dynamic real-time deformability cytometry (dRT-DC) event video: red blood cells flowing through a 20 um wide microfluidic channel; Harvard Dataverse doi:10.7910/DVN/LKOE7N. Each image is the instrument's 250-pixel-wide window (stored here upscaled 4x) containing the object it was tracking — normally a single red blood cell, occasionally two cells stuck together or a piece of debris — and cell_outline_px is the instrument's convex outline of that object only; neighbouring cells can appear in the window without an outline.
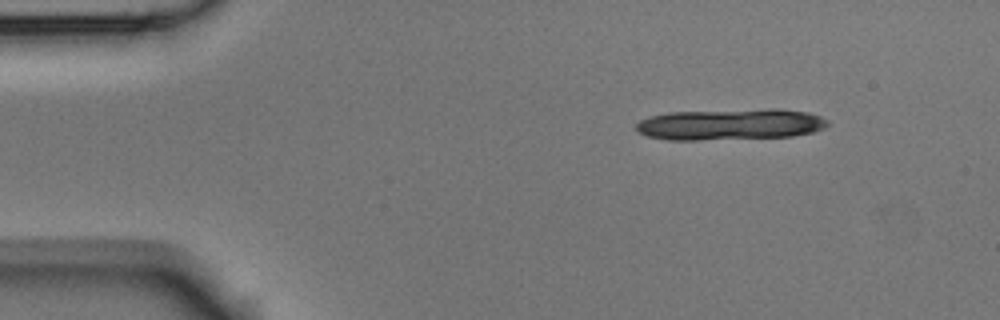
{"species": "Egyptian fruit bat (a non-hibernating species)", "species_latin": "Rousettus aegyptiacus", "temperature_condition": "room temperature", "stored_images_in_passage": 7, "camera_frame_rate_fps": 3000, "um_per_image_px": 0.085, "animal": {"sex": "male"}, "frame": {"image": 1, "passage_image": 2, "time_ms": 0.333, "image_size_px": [1000, 320], "cell_outline_px": [[828, 124], [824, 128], [812, 132], [792, 136], [700, 140], [668, 140], [648, 136], [636, 132], [636, 124], [640, 120], [652, 116], [668, 112], [768, 108], [780, 108], [808, 112], [820, 116], [828, 120]], "centroid_in_image_um": [62.08, 10.56], "position_along_channel_um": 22.9, "area_um2": 35.2}}
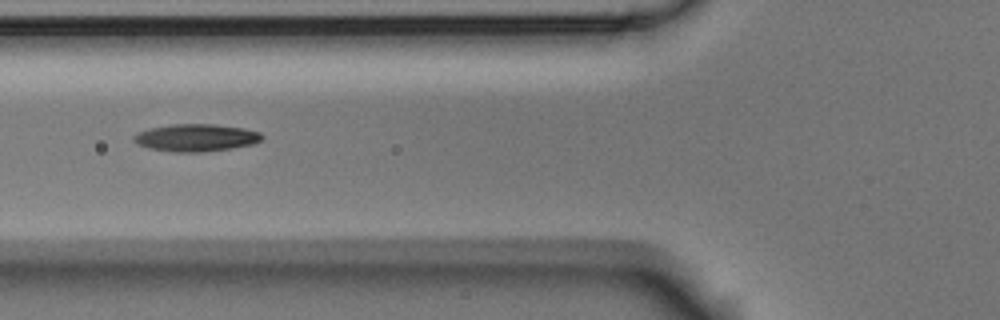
{"frame": {"image": 2, "passage_image": 6, "time_ms": 1.667, "image_size_px": [1000, 320], "cell_outline_px": [[264, 136], [260, 140], [252, 144], [228, 148], [200, 152], [176, 152], [152, 148], [136, 144], [132, 140], [132, 136], [136, 132], [148, 128], [172, 124], [212, 124], [244, 128], [260, 132]], "centroid_in_image_um": [16.61, 11.69], "position_along_channel_um": 109.2, "area_um2": 20.35}}
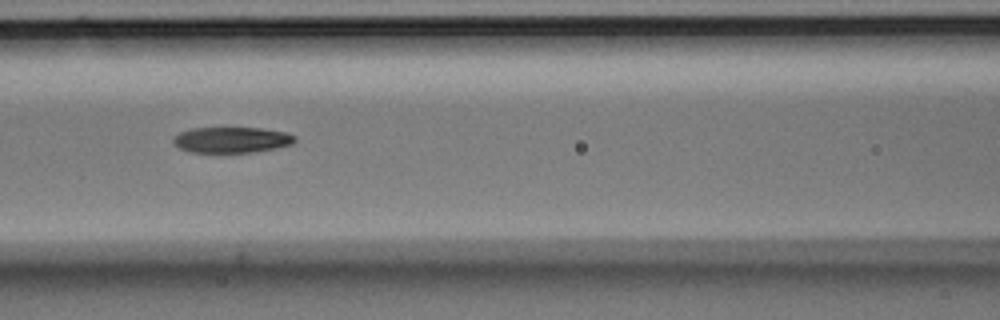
{"frame": {"image": 3, "passage_image": 7, "time_ms": 2.0, "image_size_px": [1000, 320], "cell_outline_px": [[296, 140], [292, 144], [276, 148], [252, 152], [192, 152], [180, 148], [172, 144], [172, 136], [180, 132], [192, 128], [260, 128], [284, 132], [296, 136]], "centroid_in_image_um": [19.65, 11.88], "position_along_channel_um": 146.9, "area_um2": 18.26}}